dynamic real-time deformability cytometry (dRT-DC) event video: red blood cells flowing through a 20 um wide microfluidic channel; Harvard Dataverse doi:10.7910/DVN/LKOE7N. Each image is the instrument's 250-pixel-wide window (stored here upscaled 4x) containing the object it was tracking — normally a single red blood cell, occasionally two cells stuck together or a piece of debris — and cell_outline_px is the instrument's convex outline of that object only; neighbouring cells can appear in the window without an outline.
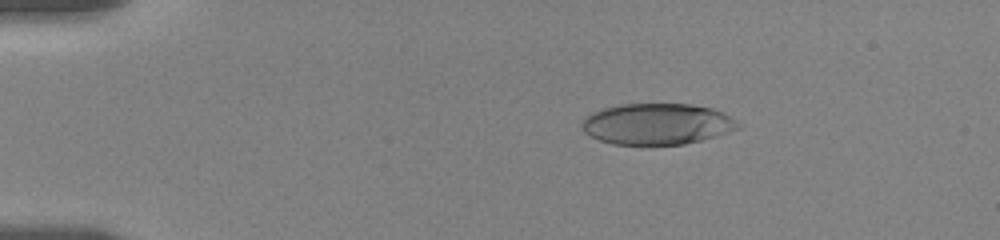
{"species": "human", "species_latin": "Homo sapiens", "temperature_condition": "room temperature", "stored_images_in_passage": 57, "camera_frame_rate_fps": 3000, "um_per_image_px": 0.085, "donor": {"sex": "female"}, "frame": {"image": 1, "passage_image": 10, "time_ms": 3.0, "image_size_px": [1000, 240], "cell_outline_px": [[744, 124], [740, 128], [716, 136], [684, 144], [652, 148], [612, 144], [600, 140], [584, 132], [580, 124], [584, 116], [592, 112], [604, 108], [620, 104], [692, 104], [712, 108], [724, 112]], "centroid_in_image_um": [55.86, 10.57], "position_along_channel_um": 29.1, "area_um2": 38.73}}
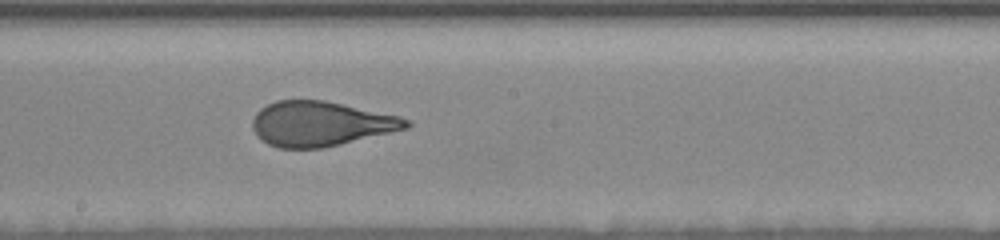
{"frame": {"image": 2, "passage_image": 32, "time_ms": 10.333, "image_size_px": [1000, 240], "cell_outline_px": [[412, 124], [408, 128], [324, 148], [280, 148], [268, 144], [252, 128], [252, 120], [256, 112], [260, 108], [276, 100], [324, 100], [400, 116], [408, 120]], "centroid_in_image_um": [27.26, 10.51], "position_along_channel_um": 220.9, "area_um2": 39.94}}
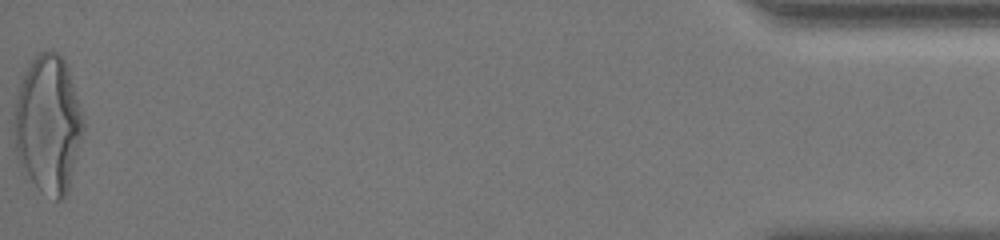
{"frame": {"image": 3, "passage_image": 57, "time_ms": 18.667, "image_size_px": [1000, 240], "cell_outline_px": [[84, 128], [68, 188], [64, 196], [60, 200], [56, 200], [40, 188], [20, 172], [16, 156], [12, 124], [16, 100], [20, 84], [32, 60], [40, 52], [48, 48], [52, 48], [64, 60], [68, 68], [84, 120]], "centroid_in_image_um": [4.05, 10.56], "position_along_channel_um": 431.1, "area_um2": 55.49}, "authors_computed_cell_mechanics": {"area_um2": 40.5756, "velocity_mm_per_s": 3.553, "shape_relaxation_time_tau1_ms": 4.4573, "shape_relaxation_time_tau2_ms": 0.8503, "deformation_change_tau1": 0.2091, "deformation_change_tau2": 0.0948}}